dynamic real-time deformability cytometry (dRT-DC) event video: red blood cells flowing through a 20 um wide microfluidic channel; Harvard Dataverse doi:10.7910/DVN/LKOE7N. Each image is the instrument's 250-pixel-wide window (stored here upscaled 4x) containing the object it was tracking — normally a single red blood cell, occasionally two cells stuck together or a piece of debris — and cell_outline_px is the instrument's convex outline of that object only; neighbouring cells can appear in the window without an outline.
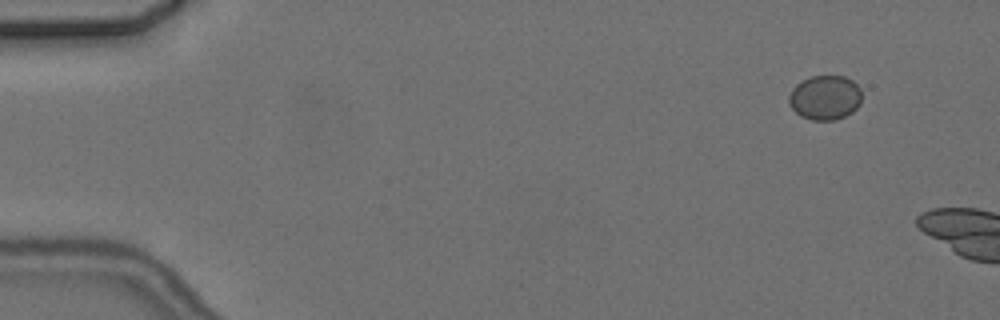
{"species": "common noctule bat (a hibernating species)", "species_latin": "Nyctalus noctula", "temperature_condition": "cold", "stored_images_in_passage": 3, "camera_frame_rate_fps": 3000, "um_per_image_px": 0.085, "animal": {"sex": "female", "body_mass_g": 24.6, "forearm_length_mm": 56.2}, "frame": {"image": 1, "passage_image": 2, "time_ms": 1.0, "image_size_px": [1000, 320], "cell_outline_px": [[860, 104], [852, 112], [836, 120], [812, 120], [800, 116], [788, 104], [788, 96], [792, 88], [796, 84], [812, 76], [844, 76], [852, 80], [860, 88]], "centroid_in_image_um": [70.11, 8.3], "position_along_channel_um": 14.9, "area_um2": 18.9}}